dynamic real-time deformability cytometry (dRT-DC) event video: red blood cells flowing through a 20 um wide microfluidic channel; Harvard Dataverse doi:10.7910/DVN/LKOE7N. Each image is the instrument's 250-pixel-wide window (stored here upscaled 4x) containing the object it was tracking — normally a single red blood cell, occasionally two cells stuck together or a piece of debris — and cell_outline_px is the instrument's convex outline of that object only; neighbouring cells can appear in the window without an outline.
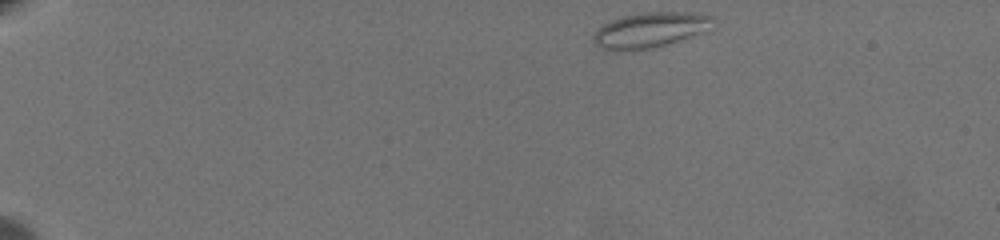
{"species": "common noctule bat (a hibernating species)", "species_latin": "Nyctalus noctula", "temperature_condition": "warm", "stored_images_in_passage": 52, "camera_frame_rate_fps": 3000, "um_per_image_px": 0.085, "animal": {"sex": "female", "body_mass_g": 19.5, "forearm_length_mm": 54.1}, "frame": {"image": 1, "passage_image": 1, "time_ms": 0.0, "image_size_px": [1000, 240], "cell_outline_px": [[712, 20], [700, 32], [664, 44], [648, 48], [600, 48], [592, 40], [592, 36], [604, 24], [612, 20], [624, 16], [644, 12], [680, 12], [712, 16]], "centroid_in_image_um": [55.17, 2.51], "position_along_channel_um": 29.8, "area_um2": 22.83}}
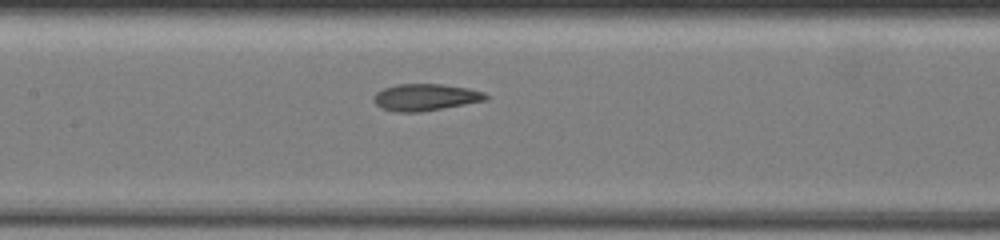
{"frame": {"image": 2, "passage_image": 23, "time_ms": 7.333, "image_size_px": [1000, 240], "cell_outline_px": [[488, 100], [420, 112], [396, 112], [380, 108], [372, 100], [372, 96], [376, 92], [384, 88], [396, 84], [440, 84], [468, 88], [484, 92], [488, 96]], "centroid_in_image_um": [36.13, 8.27], "position_along_channel_um": 171.3, "area_um2": 17.63}}
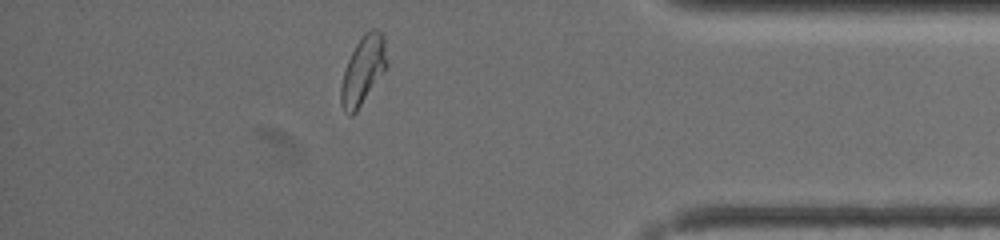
{"frame": {"image": 3, "passage_image": 45, "time_ms": 14.667, "image_size_px": [1000, 240], "cell_outline_px": [[388, 64], [356, 112], [352, 116], [348, 116], [344, 112], [340, 100], [340, 88], [344, 72], [348, 60], [356, 44], [364, 32], [372, 28], [376, 28], [384, 36]], "centroid_in_image_um": [30.85, 5.96], "position_along_channel_um": 404.3, "area_um2": 18.09}, "authors_computed_cell_mechanics": {"area_um2": 18.0625, "velocity_mm_per_s": 3.4937, "shape_relaxation_time_tau1_ms": 9.551, "shape_relaxation_time_tau2_ms": 1.5265, "deformation_change_tau1": 0.1869, "deformation_change_tau2": 0.0839}}